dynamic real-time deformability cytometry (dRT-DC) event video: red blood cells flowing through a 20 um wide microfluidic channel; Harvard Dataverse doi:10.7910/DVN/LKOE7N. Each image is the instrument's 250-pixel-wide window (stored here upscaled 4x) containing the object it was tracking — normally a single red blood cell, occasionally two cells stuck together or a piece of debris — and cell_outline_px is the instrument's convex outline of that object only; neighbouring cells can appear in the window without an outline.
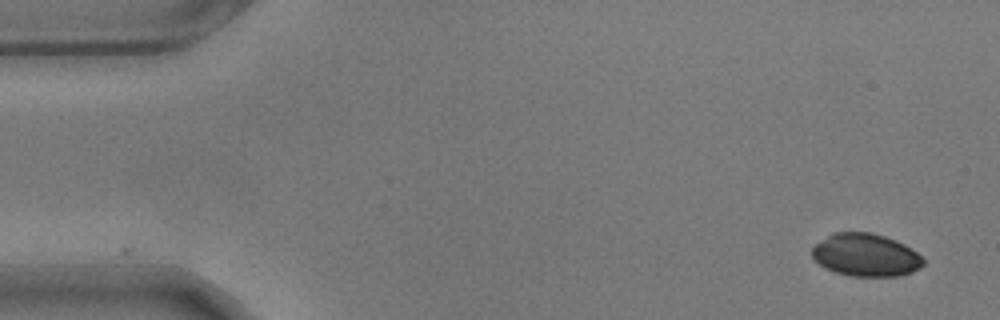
{"species": "common noctule bat (a hibernating species)", "species_latin": "Nyctalus noctula", "temperature_condition": "warm", "stored_images_in_passage": 23, "camera_frame_rate_fps": 3000, "um_per_image_px": 0.085, "animal": {"sex": "male", "body_mass_g": 17.9}, "frame": {"image": 1, "passage_image": 1, "time_ms": 0.0, "image_size_px": [1000, 320], "cell_outline_px": [[924, 264], [920, 268], [912, 272], [900, 276], [852, 276], [836, 272], [824, 268], [812, 256], [812, 248], [816, 244], [832, 232], [872, 232], [896, 240], [904, 244], [916, 252], [924, 260]], "centroid_in_image_um": [73.59, 21.67], "position_along_channel_um": 11.4, "area_um2": 27.69}}
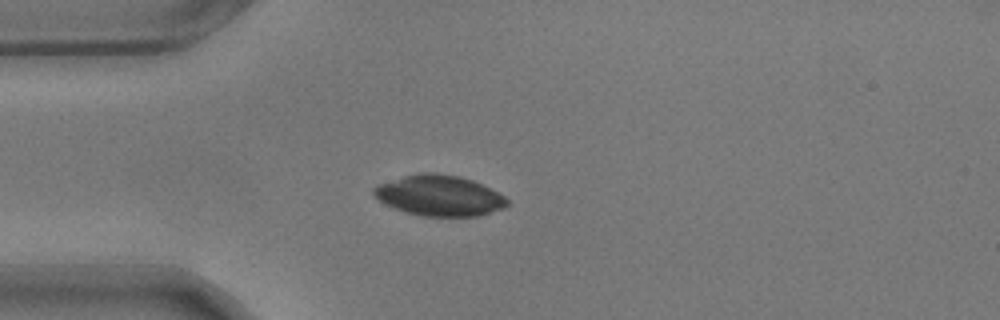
{"frame": {"image": 2, "passage_image": 13, "time_ms": 4.0, "image_size_px": [1000, 320], "cell_outline_px": [[508, 204], [504, 208], [476, 216], [424, 216], [408, 212], [396, 208], [372, 196], [372, 188], [376, 184], [404, 176], [420, 172], [436, 172], [456, 176], [472, 180], [504, 196], [508, 200]], "centroid_in_image_um": [37.3, 16.61], "position_along_channel_um": 47.7, "area_um2": 31.27}}
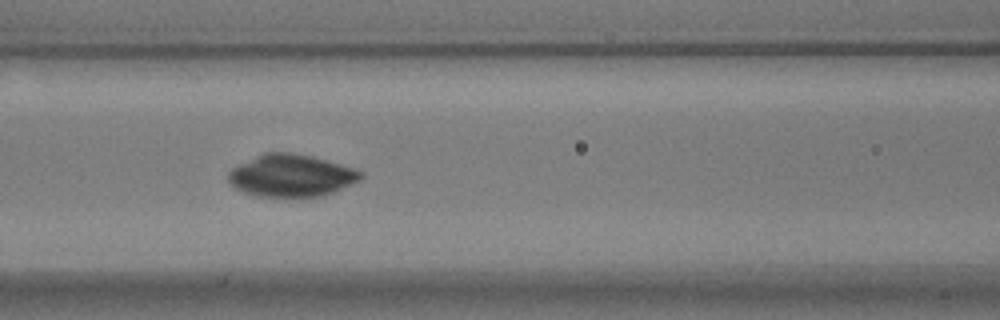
{"frame": {"image": 3, "passage_image": 22, "time_ms": 7.0, "image_size_px": [1000, 320], "cell_outline_px": [[364, 176], [360, 180], [332, 192], [320, 196], [256, 196], [244, 192], [236, 188], [228, 180], [228, 172], [232, 168], [264, 152], [292, 152], [312, 156], [340, 164], [364, 172]], "centroid_in_image_um": [24.75, 14.91], "position_along_channel_um": 141.8, "area_um2": 32.25}}